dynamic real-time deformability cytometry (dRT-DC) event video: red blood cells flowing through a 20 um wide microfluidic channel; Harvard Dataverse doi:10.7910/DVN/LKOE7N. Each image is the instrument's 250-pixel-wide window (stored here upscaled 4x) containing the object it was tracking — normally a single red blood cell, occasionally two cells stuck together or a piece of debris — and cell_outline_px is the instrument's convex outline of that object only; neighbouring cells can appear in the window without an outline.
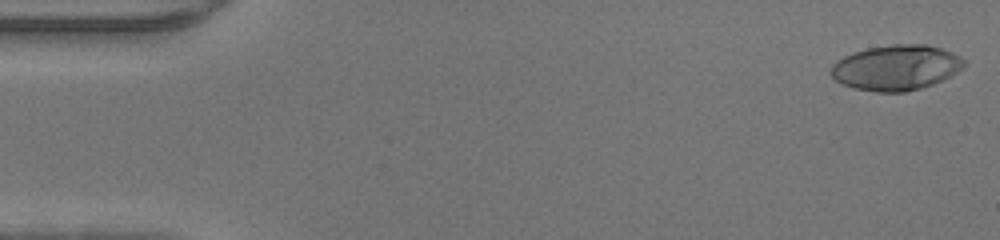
{"species": "human", "species_latin": "Homo sapiens", "temperature_condition": "warm", "stored_images_in_passage": 46, "camera_frame_rate_fps": 3000, "um_per_image_px": 0.085, "donor": {"sex": "male"}, "frame": {"image": 1, "passage_image": 1, "time_ms": 0.0, "image_size_px": [1000, 240], "cell_outline_px": [[964, 68], [932, 84], [920, 88], [904, 92], [876, 92], [856, 88], [844, 84], [836, 80], [832, 76], [832, 64], [836, 60], [844, 56], [868, 48], [892, 44], [924, 44], [940, 48], [952, 52], [960, 56], [964, 60]], "centroid_in_image_um": [76.18, 5.74], "position_along_channel_um": 8.8, "area_um2": 34.74}}
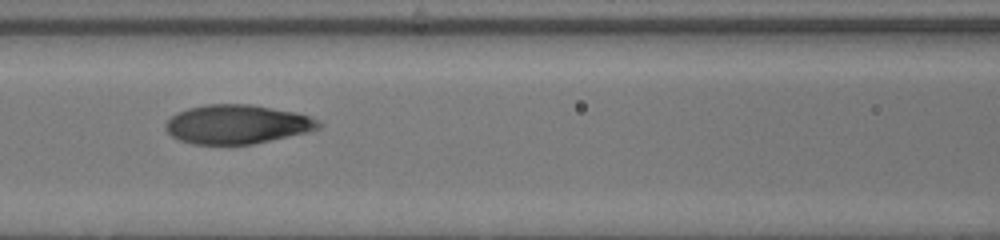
{"frame": {"image": 2, "passage_image": 20, "time_ms": 6.333, "image_size_px": [1000, 240], "cell_outline_px": [[324, 124], [320, 128], [308, 132], [252, 144], [192, 144], [180, 140], [172, 136], [164, 128], [164, 124], [172, 116], [188, 108], [208, 104], [248, 104], [296, 112], [320, 120]], "centroid_in_image_um": [20.18, 10.57], "position_along_channel_um": 146.4, "area_um2": 34.74}}
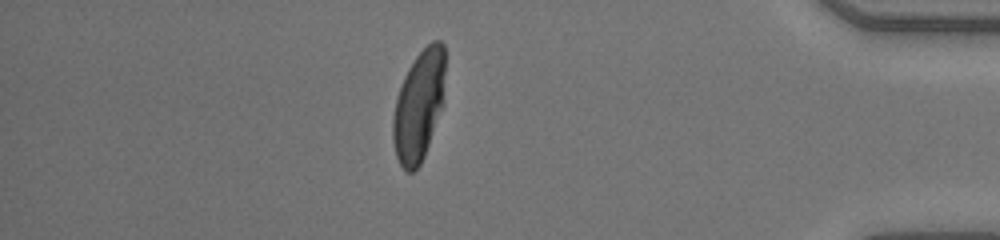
{"frame": {"image": 3, "passage_image": 40, "time_ms": 13.0, "image_size_px": [1000, 240], "cell_outline_px": [[444, 104], [424, 156], [420, 164], [412, 172], [408, 172], [400, 164], [396, 156], [392, 140], [392, 120], [396, 100], [404, 76], [408, 68], [416, 56], [432, 40], [440, 40], [444, 44]], "centroid_in_image_um": [35.61, 8.98], "position_along_channel_um": 399.6, "area_um2": 33.7}}